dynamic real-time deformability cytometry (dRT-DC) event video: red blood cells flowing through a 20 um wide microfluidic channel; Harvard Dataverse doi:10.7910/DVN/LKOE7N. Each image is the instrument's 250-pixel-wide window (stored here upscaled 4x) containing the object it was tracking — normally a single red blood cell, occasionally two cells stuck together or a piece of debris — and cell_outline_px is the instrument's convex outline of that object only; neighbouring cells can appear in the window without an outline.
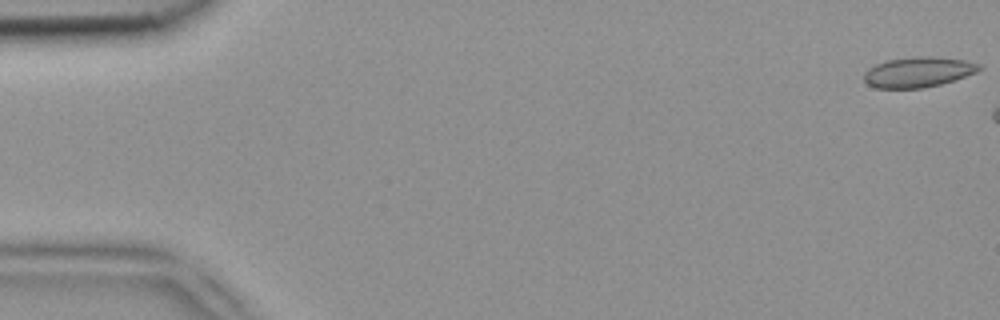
{"species": "common noctule bat (a hibernating species)", "species_latin": "Nyctalus noctula", "temperature_condition": "room temperature", "stored_images_in_passage": 8, "camera_frame_rate_fps": 3000, "um_per_image_px": 0.085, "animal": {"sex": "female", "body_mass_g": 18.4}, "frame": {"image": 1, "passage_image": 1, "time_ms": 0.0, "image_size_px": [1000, 320], "cell_outline_px": [[980, 68], [976, 72], [940, 84], [924, 88], [876, 88], [868, 84], [864, 80], [864, 72], [868, 68], [876, 64], [888, 60], [920, 56], [932, 56], [964, 60], [980, 64]], "centroid_in_image_um": [78.01, 6.12], "position_along_channel_um": 7.0, "area_um2": 20.06}}